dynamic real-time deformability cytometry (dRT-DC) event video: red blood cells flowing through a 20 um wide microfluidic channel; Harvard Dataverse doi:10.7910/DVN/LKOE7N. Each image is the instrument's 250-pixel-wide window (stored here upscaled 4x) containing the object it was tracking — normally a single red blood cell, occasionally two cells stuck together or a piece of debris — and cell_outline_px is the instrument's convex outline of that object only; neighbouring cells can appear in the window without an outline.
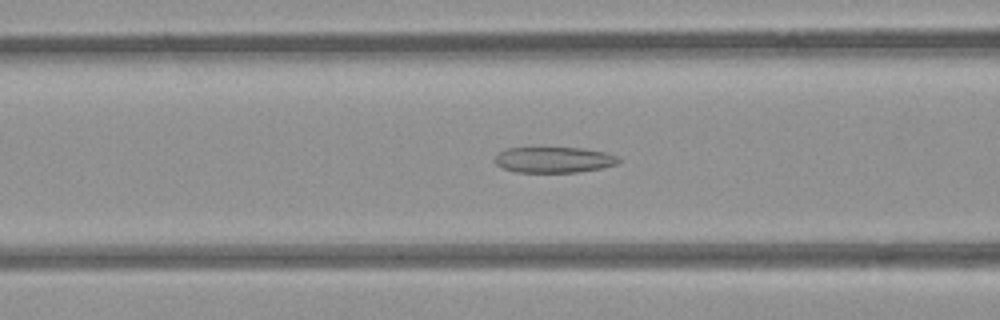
{"species": "common noctule bat (a hibernating species)", "species_latin": "Nyctalus noctula", "temperature_condition": "room temperature", "stored_images_in_passage": 46, "camera_frame_rate_fps": 3000, "um_per_image_px": 0.085, "animal": {"sex": "female", "body_mass_g": 21.9}, "frame": {"image": 1, "passage_image": 20, "time_ms": 6.333, "image_size_px": [1000, 320], "cell_outline_px": [[620, 160], [616, 164], [600, 168], [576, 172], [516, 172], [504, 168], [496, 164], [496, 156], [500, 152], [508, 148], [584, 148], [604, 152], [616, 156]], "centroid_in_image_um": [47.08, 13.58], "position_along_channel_um": 119.5, "area_um2": 18.26}}
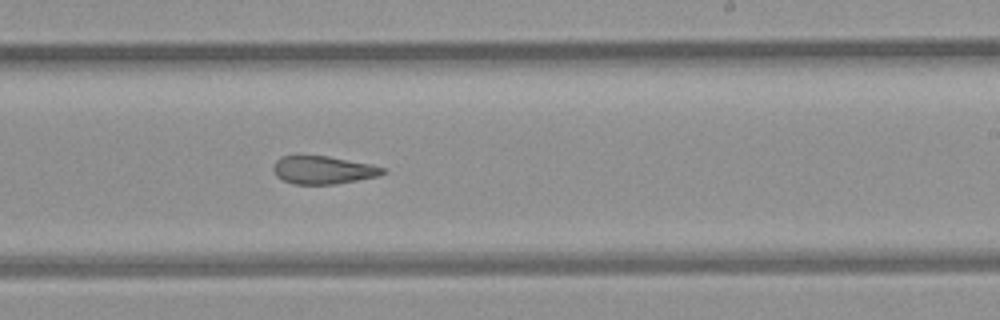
{"frame": {"image": 2, "passage_image": 31, "time_ms": 10.0, "image_size_px": [1000, 320], "cell_outline_px": [[388, 172], [376, 176], [356, 180], [332, 184], [296, 184], [284, 180], [276, 176], [272, 168], [272, 164], [280, 156], [328, 156], [372, 164], [384, 168]], "centroid_in_image_um": [27.45, 14.44], "position_along_channel_um": 261.6, "area_um2": 17.74}}
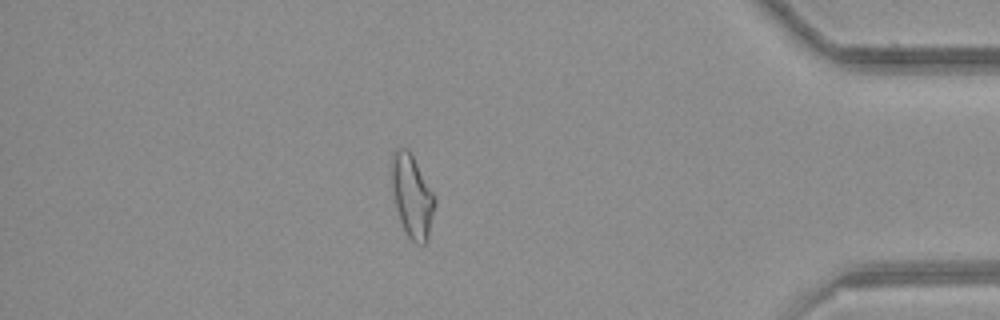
{"frame": {"image": 3, "passage_image": 45, "time_ms": 14.667, "image_size_px": [1000, 320], "cell_outline_px": [[436, 204], [428, 240], [424, 244], [416, 244], [408, 236], [400, 220], [396, 208], [392, 184], [392, 152], [396, 148], [408, 148], [436, 196]], "centroid_in_image_um": [35.06, 16.67], "position_along_channel_um": 400.1, "area_um2": 20.87}}